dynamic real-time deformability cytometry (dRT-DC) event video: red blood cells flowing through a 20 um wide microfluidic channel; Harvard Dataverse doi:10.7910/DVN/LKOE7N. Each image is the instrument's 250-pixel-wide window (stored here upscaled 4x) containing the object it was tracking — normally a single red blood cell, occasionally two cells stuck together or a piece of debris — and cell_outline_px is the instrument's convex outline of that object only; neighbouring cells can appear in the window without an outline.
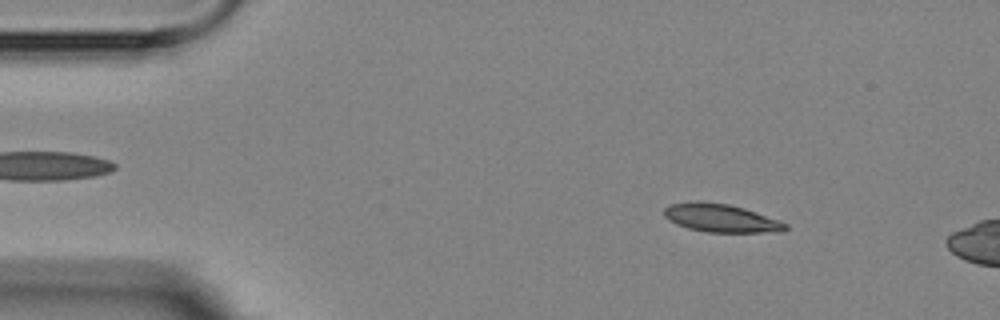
{"species": "Egyptian fruit bat (a non-hibernating species)", "species_latin": "Rousettus aegyptiacus", "temperature_condition": "room temperature", "stored_images_in_passage": 4, "camera_frame_rate_fps": 3000, "um_per_image_px": 0.085, "animal": {"sex": "female"}, "frame": {"image": 1, "passage_image": 3, "time_ms": 2.0, "image_size_px": [1000, 320], "cell_outline_px": [[788, 228], [784, 232], [708, 232], [688, 228], [676, 224], [668, 220], [664, 216], [664, 208], [668, 204], [696, 200], [700, 200], [728, 204], [744, 208], [780, 220], [788, 224]], "centroid_in_image_um": [61.27, 18.52], "position_along_channel_um": 23.7, "area_um2": 20.23}}